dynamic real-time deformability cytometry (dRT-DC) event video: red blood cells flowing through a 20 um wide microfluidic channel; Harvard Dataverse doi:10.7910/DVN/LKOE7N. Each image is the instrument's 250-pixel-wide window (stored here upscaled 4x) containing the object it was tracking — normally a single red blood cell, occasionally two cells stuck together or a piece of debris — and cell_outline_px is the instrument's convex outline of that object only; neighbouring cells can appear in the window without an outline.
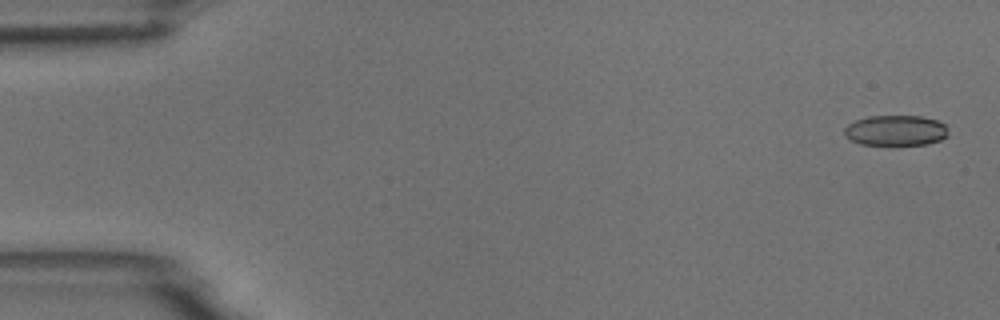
{"species": "common noctule bat (a hibernating species)", "species_latin": "Nyctalus noctula", "temperature_condition": "room temperature", "stored_images_in_passage": 6, "segment_of_instrument_passage": [2, 2], "camera_frame_rate_fps": 3000, "um_per_image_px": 0.085, "animal": {"sex": "male", "body_mass_g": 18.8}, "frame": {"image": 1, "passage_image": 6, "time_ms": 6.667, "image_size_px": [1000, 320], "cell_outline_px": [[948, 136], [940, 140], [928, 144], [860, 144], [852, 140], [844, 132], [844, 128], [848, 124], [856, 120], [868, 116], [920, 116], [936, 120], [944, 124], [948, 132]], "centroid_in_image_um": [76.15, 11.08], "position_along_channel_um": 8.8, "area_um2": 18.21}}